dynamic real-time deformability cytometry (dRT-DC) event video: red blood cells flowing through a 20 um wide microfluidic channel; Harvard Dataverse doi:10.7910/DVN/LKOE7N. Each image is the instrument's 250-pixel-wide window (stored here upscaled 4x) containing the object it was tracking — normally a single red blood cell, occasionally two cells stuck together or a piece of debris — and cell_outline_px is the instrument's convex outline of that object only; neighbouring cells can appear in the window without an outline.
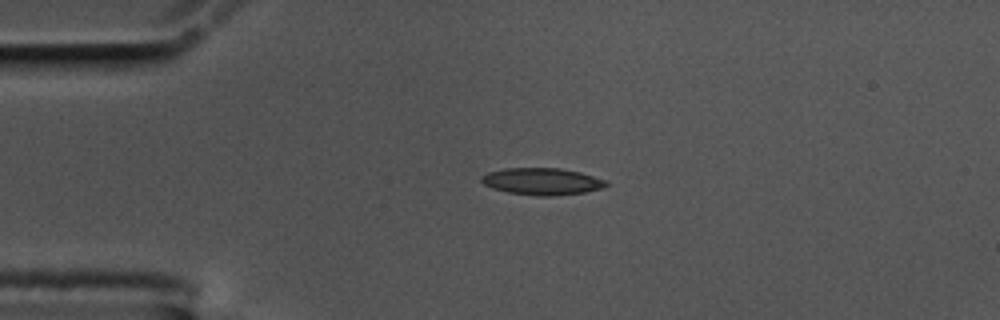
{"species": "common noctule bat (a hibernating species)", "species_latin": "Nyctalus noctula", "temperature_condition": "cold", "stored_images_in_passage": 45, "camera_frame_rate_fps": 3000, "um_per_image_px": 0.085, "animal": {"sex": "male", "body_mass_g": 17.5, "forearm_length_mm": 52.3}, "frame": {"image": 1, "passage_image": 1, "time_ms": 0.0, "image_size_px": [1000, 320], "cell_outline_px": [[608, 184], [604, 188], [584, 192], [552, 196], [540, 196], [508, 192], [492, 188], [484, 184], [480, 180], [480, 176], [488, 172], [504, 168], [560, 168], [580, 172], [608, 180]], "centroid_in_image_um": [46.08, 15.41], "position_along_channel_um": 38.9, "area_um2": 19.65}}
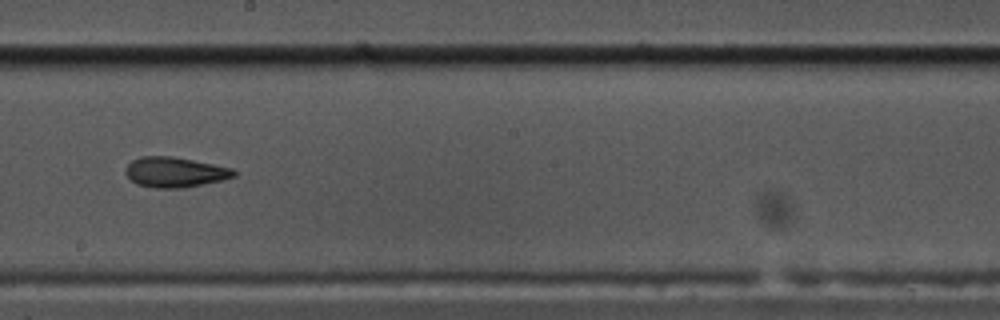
{"frame": {"image": 2, "passage_image": 20, "time_ms": 6.333, "image_size_px": [1000, 320], "cell_outline_px": [[236, 176], [220, 180], [184, 188], [156, 188], [136, 184], [124, 172], [124, 168], [132, 160], [140, 156], [172, 156], [232, 168], [236, 172]], "centroid_in_image_um": [14.83, 14.63], "position_along_channel_um": 233.4, "area_um2": 18.96}}
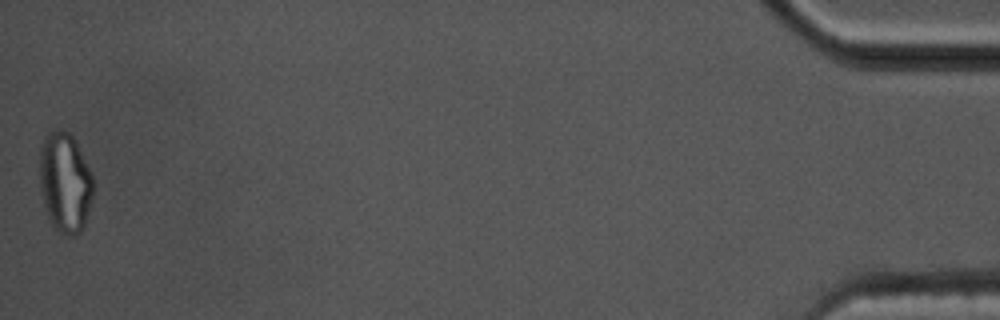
{"frame": {"image": 3, "passage_image": 45, "time_ms": 14.667, "image_size_px": [1000, 320], "cell_outline_px": [[92, 196], [84, 224], [80, 232], [72, 236], [68, 236], [56, 232], [52, 228], [48, 220], [40, 192], [40, 148], [44, 136], [48, 132], [56, 128], [60, 128], [68, 132], [76, 140], [92, 176]], "centroid_in_image_um": [5.48, 15.51], "position_along_channel_um": 429.7, "area_um2": 31.56}, "authors_computed_cell_mechanics": {"area_um2": 19.1896, "velocity_mm_per_s": 3.5082, "shape_relaxation_time_tau1_ms": 9.0335, "shape_relaxation_time_tau2_ms": 3.2256, "deformation_change_tau1": 0.2334, "deformation_change_tau2": 0.1005}}